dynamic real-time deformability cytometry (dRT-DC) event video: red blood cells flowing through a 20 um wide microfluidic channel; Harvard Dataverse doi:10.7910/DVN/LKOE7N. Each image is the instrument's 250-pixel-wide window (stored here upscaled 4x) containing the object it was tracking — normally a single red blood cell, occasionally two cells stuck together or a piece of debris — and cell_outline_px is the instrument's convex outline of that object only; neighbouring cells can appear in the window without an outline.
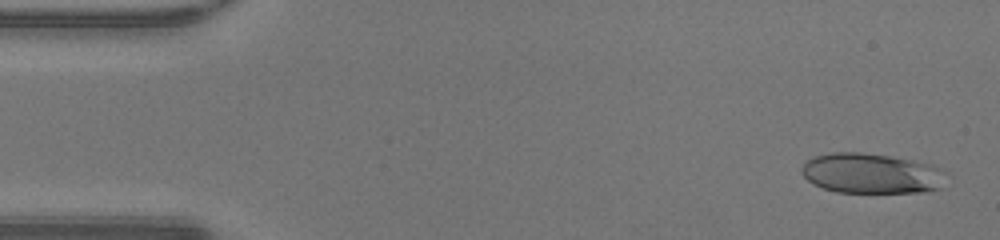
{"species": "human", "species_latin": "Homo sapiens", "temperature_condition": "warm", "stored_images_in_passage": 48, "camera_frame_rate_fps": 3000, "um_per_image_px": 0.085, "donor": {"sex": "male"}, "frame": {"image": 1, "passage_image": 2, "time_ms": 0.333, "image_size_px": [1000, 240], "cell_outline_px": [[940, 188], [924, 192], [836, 192], [812, 184], [800, 172], [804, 160], [816, 156], [832, 152], [860, 152], [888, 156], [932, 164], [940, 168]], "centroid_in_image_um": [73.95, 14.73], "position_along_channel_um": 11.0, "area_um2": 33.41}}
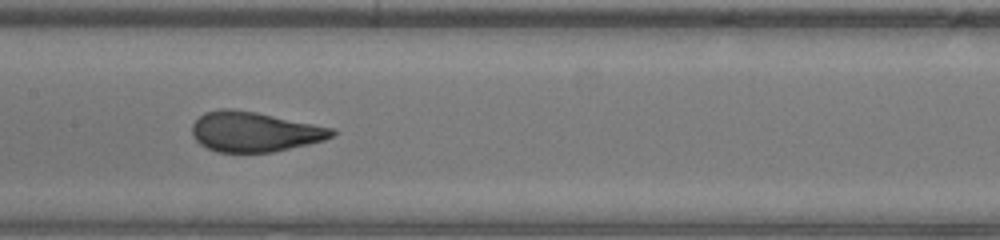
{"frame": {"image": 2, "passage_image": 23, "time_ms": 7.333, "image_size_px": [1000, 240], "cell_outline_px": [[336, 132], [332, 136], [324, 140], [308, 144], [272, 152], [216, 152], [200, 144], [192, 136], [192, 124], [204, 112], [220, 108], [232, 108], [256, 112], [336, 128]], "centroid_in_image_um": [21.62, 11.19], "position_along_channel_um": 185.8, "area_um2": 32.71}}
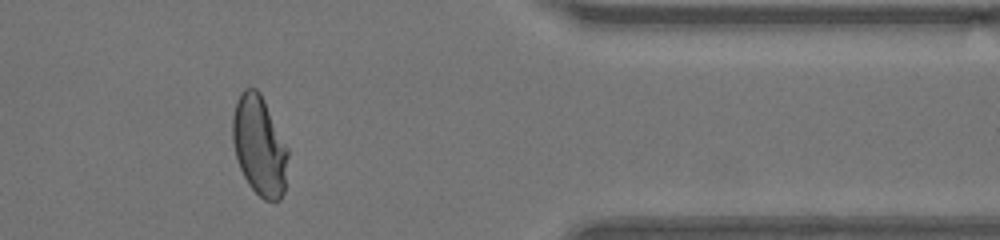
{"frame": {"image": 3, "passage_image": 39, "time_ms": 12.667, "image_size_px": [1000, 240], "cell_outline_px": [[288, 156], [284, 192], [280, 200], [264, 200], [248, 184], [240, 168], [236, 156], [232, 140], [232, 116], [236, 100], [240, 92], [244, 88], [256, 88], [260, 92], [288, 148]], "centroid_in_image_um": [22.03, 12.37], "position_along_channel_um": 389.4, "area_um2": 32.14}, "authors_computed_cell_mechanics": {"area_um2": 32.9171, "velocity_mm_per_s": 4.2781, "shape_relaxation_time_tau1_ms": 8.5543, "shape_relaxation_time_tau2_ms": null, "deformation_change_tau1": 0.302, "deformation_change_tau2": null}}